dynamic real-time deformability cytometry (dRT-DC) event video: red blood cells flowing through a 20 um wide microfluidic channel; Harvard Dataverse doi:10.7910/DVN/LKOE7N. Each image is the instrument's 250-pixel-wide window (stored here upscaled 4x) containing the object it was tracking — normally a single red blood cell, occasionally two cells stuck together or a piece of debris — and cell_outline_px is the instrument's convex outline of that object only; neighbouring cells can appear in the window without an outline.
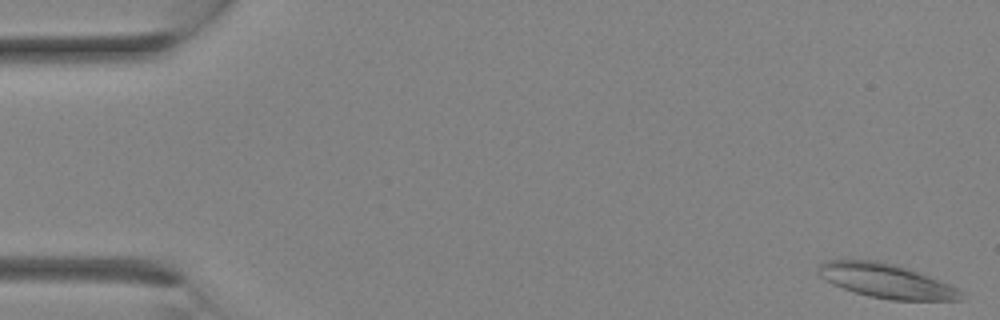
{"species": "Egyptian fruit bat (a non-hibernating species)", "species_latin": "Rousettus aegyptiacus", "temperature_condition": "room temperature", "stored_images_in_passage": 16, "camera_frame_rate_fps": 3000, "um_per_image_px": 0.085, "animal": {"sex": "female"}, "frame": {"image": 1, "passage_image": 1, "time_ms": 0.0, "image_size_px": [1000, 320], "cell_outline_px": [[964, 300], [888, 300], [868, 296], [844, 288], [820, 276], [816, 268], [820, 264], [828, 260], [880, 260], [896, 264], [928, 276], [948, 284], [964, 292]], "centroid_in_image_um": [75.36, 23.88], "position_along_channel_um": 9.6, "area_um2": 28.21}}
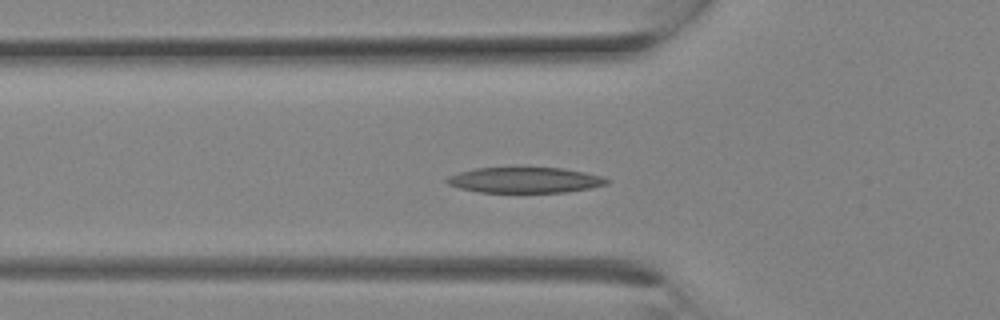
{"frame": {"image": 2, "passage_image": 10, "time_ms": 3.0, "image_size_px": [1000, 320], "cell_outline_px": [[608, 184], [592, 188], [564, 192], [480, 192], [460, 188], [448, 184], [444, 180], [448, 176], [460, 172], [476, 168], [524, 164], [564, 168], [604, 176], [608, 180]], "centroid_in_image_um": [44.62, 15.25], "position_along_channel_um": 81.2, "area_um2": 25.03}}
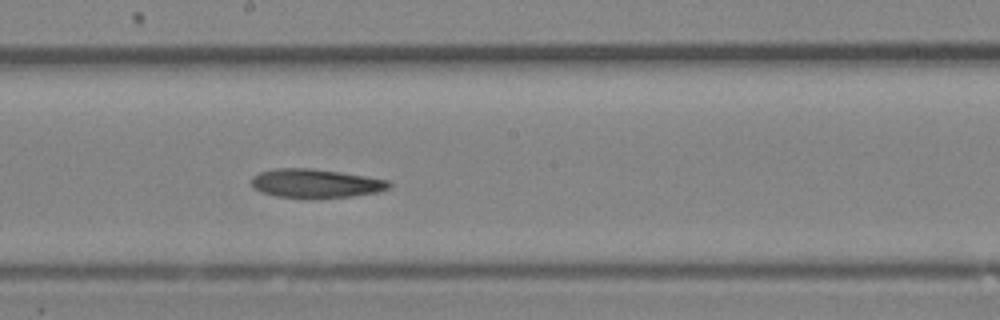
{"frame": {"image": 3, "passage_image": 16, "time_ms": 5.0, "image_size_px": [1000, 320], "cell_outline_px": [[392, 184], [388, 188], [380, 192], [352, 196], [276, 196], [260, 192], [252, 184], [252, 176], [260, 172], [276, 168], [312, 168], [340, 172], [388, 180]], "centroid_in_image_um": [26.84, 15.56], "position_along_channel_um": 221.4, "area_um2": 22.43}}